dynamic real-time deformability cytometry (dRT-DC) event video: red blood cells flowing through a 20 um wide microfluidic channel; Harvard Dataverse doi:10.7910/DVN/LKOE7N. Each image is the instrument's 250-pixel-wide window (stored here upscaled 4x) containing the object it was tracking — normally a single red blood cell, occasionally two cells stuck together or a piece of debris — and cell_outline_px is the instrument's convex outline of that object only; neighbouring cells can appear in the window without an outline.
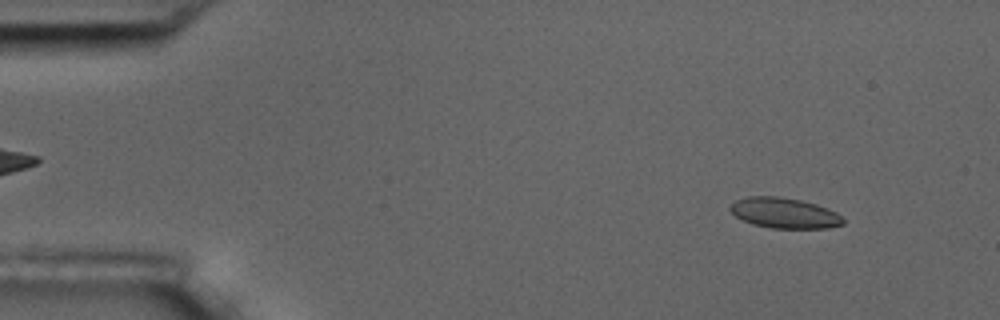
{"species": "common noctule bat (a hibernating species)", "species_latin": "Nyctalus noctula", "temperature_condition": "room temperature", "stored_images_in_passage": 5, "camera_frame_rate_fps": 3000, "um_per_image_px": 0.085, "animal": {"sex": "male", "body_mass_g": 17.5, "forearm_length_mm": 52.3}, "frame": {"image": 1, "passage_image": 1, "time_ms": 0.0, "image_size_px": [1000, 320], "cell_outline_px": [[844, 224], [828, 228], [772, 228], [752, 224], [736, 216], [728, 208], [736, 200], [748, 196], [780, 196], [800, 200], [816, 204], [836, 212], [844, 220]], "centroid_in_image_um": [66.67, 18.1], "position_along_channel_um": 18.3, "area_um2": 19.94}}
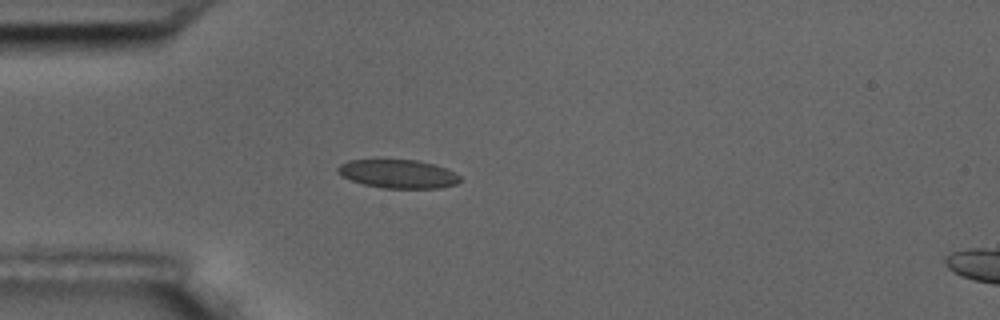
{"frame": {"image": 2, "passage_image": 4, "time_ms": 3.333, "image_size_px": [1000, 320], "cell_outline_px": [[460, 180], [456, 184], [440, 188], [384, 188], [364, 184], [352, 180], [336, 172], [336, 168], [340, 164], [348, 160], [416, 160], [432, 164], [444, 168], [460, 176]], "centroid_in_image_um": [33.81, 14.78], "position_along_channel_um": 51.2, "area_um2": 20.06}}